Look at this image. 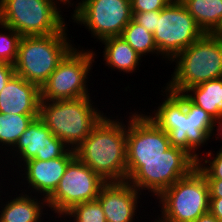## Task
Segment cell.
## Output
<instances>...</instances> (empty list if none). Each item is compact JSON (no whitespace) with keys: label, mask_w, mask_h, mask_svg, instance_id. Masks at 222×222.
I'll use <instances>...</instances> for the list:
<instances>
[{"label":"cell","mask_w":222,"mask_h":222,"mask_svg":"<svg viewBox=\"0 0 222 222\" xmlns=\"http://www.w3.org/2000/svg\"><path fill=\"white\" fill-rule=\"evenodd\" d=\"M161 92L166 98L146 116L168 134L171 146L185 150L198 161L201 155L197 151L215 135L217 121L183 93L166 88Z\"/></svg>","instance_id":"6da1fadb"},{"label":"cell","mask_w":222,"mask_h":222,"mask_svg":"<svg viewBox=\"0 0 222 222\" xmlns=\"http://www.w3.org/2000/svg\"><path fill=\"white\" fill-rule=\"evenodd\" d=\"M106 116L75 149V154L106 182L127 181V125L123 119Z\"/></svg>","instance_id":"7a4b0ae2"},{"label":"cell","mask_w":222,"mask_h":222,"mask_svg":"<svg viewBox=\"0 0 222 222\" xmlns=\"http://www.w3.org/2000/svg\"><path fill=\"white\" fill-rule=\"evenodd\" d=\"M91 96L77 99L41 100L39 118L51 133L75 150L104 116Z\"/></svg>","instance_id":"3957f363"},{"label":"cell","mask_w":222,"mask_h":222,"mask_svg":"<svg viewBox=\"0 0 222 222\" xmlns=\"http://www.w3.org/2000/svg\"><path fill=\"white\" fill-rule=\"evenodd\" d=\"M175 70L166 84L173 93H184L188 88L222 77V37L205 33L188 48L177 54Z\"/></svg>","instance_id":"277c9868"},{"label":"cell","mask_w":222,"mask_h":222,"mask_svg":"<svg viewBox=\"0 0 222 222\" xmlns=\"http://www.w3.org/2000/svg\"><path fill=\"white\" fill-rule=\"evenodd\" d=\"M66 31L68 28L65 26L55 34L22 36L13 64L15 74L41 88L58 64L75 47Z\"/></svg>","instance_id":"5b68a950"},{"label":"cell","mask_w":222,"mask_h":222,"mask_svg":"<svg viewBox=\"0 0 222 222\" xmlns=\"http://www.w3.org/2000/svg\"><path fill=\"white\" fill-rule=\"evenodd\" d=\"M196 167L197 161L189 153L171 146L159 158L127 159V181L140 193L147 190L157 198Z\"/></svg>","instance_id":"8992f818"},{"label":"cell","mask_w":222,"mask_h":222,"mask_svg":"<svg viewBox=\"0 0 222 222\" xmlns=\"http://www.w3.org/2000/svg\"><path fill=\"white\" fill-rule=\"evenodd\" d=\"M161 218L156 222H194L209 211L210 194L205 176L195 168L176 181L157 198Z\"/></svg>","instance_id":"52a82bcc"},{"label":"cell","mask_w":222,"mask_h":222,"mask_svg":"<svg viewBox=\"0 0 222 222\" xmlns=\"http://www.w3.org/2000/svg\"><path fill=\"white\" fill-rule=\"evenodd\" d=\"M61 4L59 0H0L1 23L21 36L59 33L68 26Z\"/></svg>","instance_id":"ba28073f"},{"label":"cell","mask_w":222,"mask_h":222,"mask_svg":"<svg viewBox=\"0 0 222 222\" xmlns=\"http://www.w3.org/2000/svg\"><path fill=\"white\" fill-rule=\"evenodd\" d=\"M73 48L40 88L41 100H67L90 96L88 76L96 51Z\"/></svg>","instance_id":"9c48e42d"},{"label":"cell","mask_w":222,"mask_h":222,"mask_svg":"<svg viewBox=\"0 0 222 222\" xmlns=\"http://www.w3.org/2000/svg\"><path fill=\"white\" fill-rule=\"evenodd\" d=\"M204 34L180 0H175L159 11L153 36L162 60L171 61Z\"/></svg>","instance_id":"30bf717a"},{"label":"cell","mask_w":222,"mask_h":222,"mask_svg":"<svg viewBox=\"0 0 222 222\" xmlns=\"http://www.w3.org/2000/svg\"><path fill=\"white\" fill-rule=\"evenodd\" d=\"M75 5L70 18L77 25L83 24L99 42L121 36L133 17L130 0H81Z\"/></svg>","instance_id":"8fae6325"},{"label":"cell","mask_w":222,"mask_h":222,"mask_svg":"<svg viewBox=\"0 0 222 222\" xmlns=\"http://www.w3.org/2000/svg\"><path fill=\"white\" fill-rule=\"evenodd\" d=\"M106 183L89 166L75 157L67 166L55 191L46 199L47 206L58 218L72 206L96 200Z\"/></svg>","instance_id":"7c38bea8"},{"label":"cell","mask_w":222,"mask_h":222,"mask_svg":"<svg viewBox=\"0 0 222 222\" xmlns=\"http://www.w3.org/2000/svg\"><path fill=\"white\" fill-rule=\"evenodd\" d=\"M132 114V115H130ZM127 124V159L159 158L170 147L168 134L146 114L129 113Z\"/></svg>","instance_id":"4fadbf2b"},{"label":"cell","mask_w":222,"mask_h":222,"mask_svg":"<svg viewBox=\"0 0 222 222\" xmlns=\"http://www.w3.org/2000/svg\"><path fill=\"white\" fill-rule=\"evenodd\" d=\"M70 148L54 136L43 121L37 117L21 134L15 146L9 150L19 167L31 159L52 160L63 156ZM12 152V153H11ZM15 155V156H14ZM20 161V162H19ZM21 163V164H19Z\"/></svg>","instance_id":"5bb4252c"},{"label":"cell","mask_w":222,"mask_h":222,"mask_svg":"<svg viewBox=\"0 0 222 222\" xmlns=\"http://www.w3.org/2000/svg\"><path fill=\"white\" fill-rule=\"evenodd\" d=\"M76 157L75 150L69 149L63 156L52 159V160H37L31 159L23 163L19 168V176L24 178L26 182L24 184H29L28 194H39L48 198L57 188L62 176L68 164ZM24 167V168H23ZM25 177H24V176ZM43 194V195H42Z\"/></svg>","instance_id":"9a60e30c"},{"label":"cell","mask_w":222,"mask_h":222,"mask_svg":"<svg viewBox=\"0 0 222 222\" xmlns=\"http://www.w3.org/2000/svg\"><path fill=\"white\" fill-rule=\"evenodd\" d=\"M140 193L128 181L106 182L97 200L105 213L107 222H134L140 203Z\"/></svg>","instance_id":"2e32d148"},{"label":"cell","mask_w":222,"mask_h":222,"mask_svg":"<svg viewBox=\"0 0 222 222\" xmlns=\"http://www.w3.org/2000/svg\"><path fill=\"white\" fill-rule=\"evenodd\" d=\"M40 88L14 74L0 92V113L39 115Z\"/></svg>","instance_id":"e0dca14e"},{"label":"cell","mask_w":222,"mask_h":222,"mask_svg":"<svg viewBox=\"0 0 222 222\" xmlns=\"http://www.w3.org/2000/svg\"><path fill=\"white\" fill-rule=\"evenodd\" d=\"M23 191L26 194H16L14 199L11 196L12 199L5 202L6 204L0 201V222H42L41 217L46 214L43 209L48 207L46 198L27 194V189Z\"/></svg>","instance_id":"ac0fdd59"},{"label":"cell","mask_w":222,"mask_h":222,"mask_svg":"<svg viewBox=\"0 0 222 222\" xmlns=\"http://www.w3.org/2000/svg\"><path fill=\"white\" fill-rule=\"evenodd\" d=\"M104 45L103 61L111 70L134 73L139 68L142 57L124 40L122 36L107 37L100 41Z\"/></svg>","instance_id":"d6986e66"},{"label":"cell","mask_w":222,"mask_h":222,"mask_svg":"<svg viewBox=\"0 0 222 222\" xmlns=\"http://www.w3.org/2000/svg\"><path fill=\"white\" fill-rule=\"evenodd\" d=\"M183 94L216 121L222 117V77L192 86Z\"/></svg>","instance_id":"ffe728a7"},{"label":"cell","mask_w":222,"mask_h":222,"mask_svg":"<svg viewBox=\"0 0 222 222\" xmlns=\"http://www.w3.org/2000/svg\"><path fill=\"white\" fill-rule=\"evenodd\" d=\"M204 33H213L222 21V0H180Z\"/></svg>","instance_id":"44dd1931"},{"label":"cell","mask_w":222,"mask_h":222,"mask_svg":"<svg viewBox=\"0 0 222 222\" xmlns=\"http://www.w3.org/2000/svg\"><path fill=\"white\" fill-rule=\"evenodd\" d=\"M39 115L0 113V150H11L31 122ZM3 146V147H2ZM8 148H6V147Z\"/></svg>","instance_id":"7402d4cb"},{"label":"cell","mask_w":222,"mask_h":222,"mask_svg":"<svg viewBox=\"0 0 222 222\" xmlns=\"http://www.w3.org/2000/svg\"><path fill=\"white\" fill-rule=\"evenodd\" d=\"M121 36L141 57L148 54H157L156 57H159L160 54L154 42L153 33L133 19L124 28Z\"/></svg>","instance_id":"603a6c76"},{"label":"cell","mask_w":222,"mask_h":222,"mask_svg":"<svg viewBox=\"0 0 222 222\" xmlns=\"http://www.w3.org/2000/svg\"><path fill=\"white\" fill-rule=\"evenodd\" d=\"M67 217L70 222H107L102 206L97 199L72 206L61 216L60 220L63 221L62 218H66L64 221L68 220Z\"/></svg>","instance_id":"cb8c5ba5"},{"label":"cell","mask_w":222,"mask_h":222,"mask_svg":"<svg viewBox=\"0 0 222 222\" xmlns=\"http://www.w3.org/2000/svg\"><path fill=\"white\" fill-rule=\"evenodd\" d=\"M0 28L1 31H5L3 33L0 31V62L14 64L22 36L13 28L5 26L3 23L0 24Z\"/></svg>","instance_id":"d4e9b609"},{"label":"cell","mask_w":222,"mask_h":222,"mask_svg":"<svg viewBox=\"0 0 222 222\" xmlns=\"http://www.w3.org/2000/svg\"><path fill=\"white\" fill-rule=\"evenodd\" d=\"M209 151L208 153L202 152L206 156H200L201 158L197 161L196 168L205 176V179H222V148L220 147L219 151H216V156L211 150Z\"/></svg>","instance_id":"484cf974"},{"label":"cell","mask_w":222,"mask_h":222,"mask_svg":"<svg viewBox=\"0 0 222 222\" xmlns=\"http://www.w3.org/2000/svg\"><path fill=\"white\" fill-rule=\"evenodd\" d=\"M132 15L134 13L161 11L172 0H130Z\"/></svg>","instance_id":"4316f807"},{"label":"cell","mask_w":222,"mask_h":222,"mask_svg":"<svg viewBox=\"0 0 222 222\" xmlns=\"http://www.w3.org/2000/svg\"><path fill=\"white\" fill-rule=\"evenodd\" d=\"M157 18H159V11L134 13L132 17L135 22L142 25L151 33H154L156 30Z\"/></svg>","instance_id":"83f0119b"},{"label":"cell","mask_w":222,"mask_h":222,"mask_svg":"<svg viewBox=\"0 0 222 222\" xmlns=\"http://www.w3.org/2000/svg\"><path fill=\"white\" fill-rule=\"evenodd\" d=\"M14 74L15 69L13 64L0 62V92Z\"/></svg>","instance_id":"f1b7e54d"},{"label":"cell","mask_w":222,"mask_h":222,"mask_svg":"<svg viewBox=\"0 0 222 222\" xmlns=\"http://www.w3.org/2000/svg\"><path fill=\"white\" fill-rule=\"evenodd\" d=\"M210 198H222V179H206Z\"/></svg>","instance_id":"f546056e"},{"label":"cell","mask_w":222,"mask_h":222,"mask_svg":"<svg viewBox=\"0 0 222 222\" xmlns=\"http://www.w3.org/2000/svg\"><path fill=\"white\" fill-rule=\"evenodd\" d=\"M209 211L218 220H222V198H210Z\"/></svg>","instance_id":"4dcf8cb0"},{"label":"cell","mask_w":222,"mask_h":222,"mask_svg":"<svg viewBox=\"0 0 222 222\" xmlns=\"http://www.w3.org/2000/svg\"><path fill=\"white\" fill-rule=\"evenodd\" d=\"M194 222H219V220L210 211H208L199 216Z\"/></svg>","instance_id":"1f68e13d"},{"label":"cell","mask_w":222,"mask_h":222,"mask_svg":"<svg viewBox=\"0 0 222 222\" xmlns=\"http://www.w3.org/2000/svg\"><path fill=\"white\" fill-rule=\"evenodd\" d=\"M216 127L217 128H216L215 132H217V133L215 134V136H217V137L214 139L219 140L221 138V140H222V117L216 122ZM221 148H222V146H221Z\"/></svg>","instance_id":"d6a6232c"},{"label":"cell","mask_w":222,"mask_h":222,"mask_svg":"<svg viewBox=\"0 0 222 222\" xmlns=\"http://www.w3.org/2000/svg\"><path fill=\"white\" fill-rule=\"evenodd\" d=\"M212 34L222 37V21H221L220 26Z\"/></svg>","instance_id":"836d02e7"},{"label":"cell","mask_w":222,"mask_h":222,"mask_svg":"<svg viewBox=\"0 0 222 222\" xmlns=\"http://www.w3.org/2000/svg\"><path fill=\"white\" fill-rule=\"evenodd\" d=\"M59 1H61V3L63 4V5H68L67 7L69 8V6L71 7H73V5H74V2L73 3H71L72 2V0H59Z\"/></svg>","instance_id":"e575fe53"}]
</instances>
